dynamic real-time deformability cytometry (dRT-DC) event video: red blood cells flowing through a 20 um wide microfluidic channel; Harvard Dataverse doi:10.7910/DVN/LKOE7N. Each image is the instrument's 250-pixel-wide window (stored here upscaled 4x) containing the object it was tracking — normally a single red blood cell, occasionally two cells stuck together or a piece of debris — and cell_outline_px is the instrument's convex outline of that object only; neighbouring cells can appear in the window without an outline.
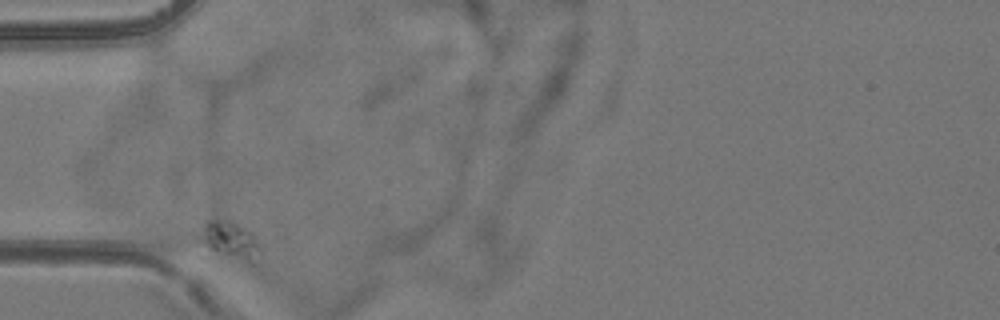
{"species": "common noctule bat (a hibernating species)", "species_latin": "Nyctalus noctula", "temperature_condition": "room temperature", "stored_images_in_passage": 31, "camera_frame_rate_fps": 3000, "um_per_image_px": 0.085, "animal": {"sex": "female", "body_mass_g": 24.6, "forearm_length_mm": 56.2}, "frame": {"image": 1, "passage_image": 1, "time_ms": 0.0, "image_size_px": [1000, 320], "cell_outline_px": [[256, 248], [216, 260], [208, 260], [204, 228], [204, 224], [208, 220], [228, 220], [252, 232], [256, 240]], "centroid_in_image_um": [19.29, 20.33], "position_along_channel_um": 65.7, "area_um2": 11.27}}